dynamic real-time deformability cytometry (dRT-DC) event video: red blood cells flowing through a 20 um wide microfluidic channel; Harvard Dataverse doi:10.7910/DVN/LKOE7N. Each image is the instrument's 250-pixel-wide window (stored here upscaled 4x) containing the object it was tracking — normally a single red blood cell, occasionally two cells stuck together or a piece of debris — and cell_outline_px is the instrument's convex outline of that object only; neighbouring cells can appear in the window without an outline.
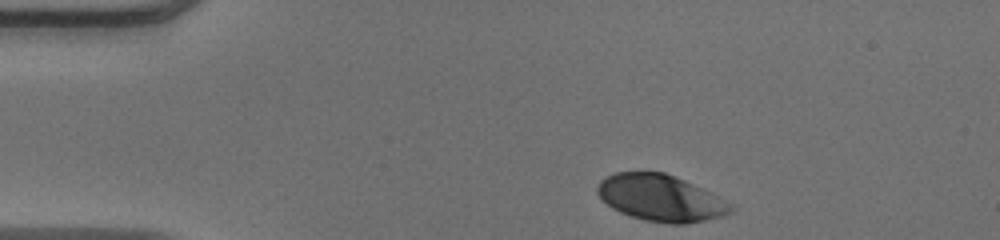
{"species": "human", "species_latin": "Homo sapiens", "temperature_condition": "warm", "stored_images_in_passage": 35, "camera_frame_rate_fps": 3000, "um_per_image_px": 0.085, "donor": {"sex": "male"}, "frame": {"image": 1, "passage_image": 1, "time_ms": 0.0, "image_size_px": [1000, 240], "cell_outline_px": [[736, 208], [732, 212], [724, 216], [684, 224], [668, 224], [644, 220], [620, 212], [612, 208], [596, 192], [596, 188], [600, 180], [616, 172], [664, 172], [684, 180], [720, 196], [732, 204]], "centroid_in_image_um": [56.2, 16.84], "position_along_channel_um": 28.8, "area_um2": 36.18}}
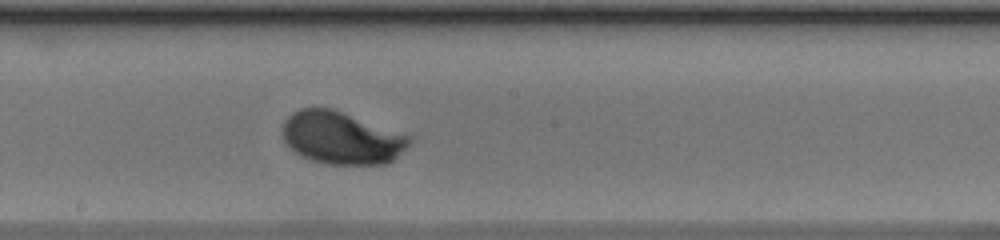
{"frame": {"image": 2, "passage_image": 20, "time_ms": 6.333, "image_size_px": [1000, 240], "cell_outline_px": [[412, 140], [388, 164], [324, 164], [300, 156], [292, 152], [284, 140], [280, 132], [280, 128], [284, 120], [292, 112], [300, 108], [332, 108], [412, 136]], "centroid_in_image_um": [28.96, 11.71], "position_along_channel_um": 219.2, "area_um2": 39.07}}
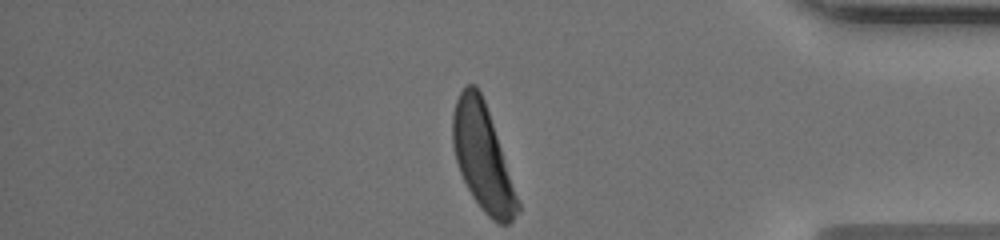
{"frame": {"image": 3, "passage_image": 35, "time_ms": 11.333, "image_size_px": [1000, 240], "cell_outline_px": [[520, 208], [512, 220], [508, 224], [500, 224], [492, 220], [480, 208], [472, 196], [460, 172], [456, 160], [452, 144], [452, 116], [456, 100], [460, 92], [468, 84], [476, 84], [484, 100], [520, 204]], "centroid_in_image_um": [41.0, 13.39], "position_along_channel_um": 394.2, "area_um2": 39.25}, "authors_computed_cell_mechanics": {"area_um2": 38.8994, "velocity_mm_per_s": 4.0156, "shape_relaxation_time_tau1_ms": 2.4669, "shape_relaxation_time_tau2_ms": null, "deformation_change_tau1": 0.1492, "deformation_change_tau2": null}}